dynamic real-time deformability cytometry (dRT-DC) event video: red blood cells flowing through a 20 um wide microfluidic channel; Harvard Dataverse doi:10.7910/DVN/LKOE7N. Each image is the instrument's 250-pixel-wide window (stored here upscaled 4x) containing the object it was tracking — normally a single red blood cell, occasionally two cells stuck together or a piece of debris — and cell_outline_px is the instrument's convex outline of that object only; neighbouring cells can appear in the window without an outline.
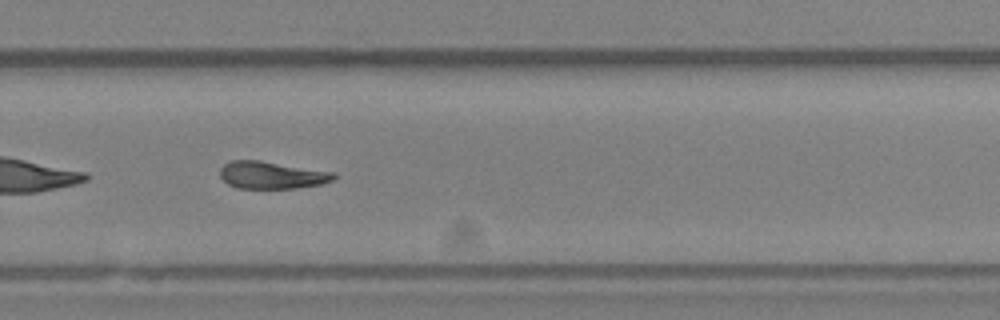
{"species": "Egyptian fruit bat (a non-hibernating species)", "species_latin": "Rousettus aegyptiacus", "temperature_condition": "room temperature", "stored_images_in_passage": 38, "camera_frame_rate_fps": 3000, "um_per_image_px": 0.085, "animal": {"sex": "female"}, "frame": {"image": 1, "passage_image": 22, "time_ms": 7.0, "image_size_px": [1000, 320], "cell_outline_px": [[336, 176], [332, 180], [320, 184], [296, 188], [236, 188], [228, 184], [220, 176], [220, 168], [224, 164], [232, 160], [260, 160], [336, 172]], "centroid_in_image_um": [23.09, 14.87], "position_along_channel_um": 306.7, "area_um2": 18.15}, "authors_computed_cell_mechanics": {"area_um2": 18.496, "velocity_mm_per_s": 3.9815, "shape_relaxation_time_tau1_ms": null, "shape_relaxation_time_tau2_ms": 6.5706, "deformation_change_tau1": null, "deformation_change_tau2": 0.1547}}